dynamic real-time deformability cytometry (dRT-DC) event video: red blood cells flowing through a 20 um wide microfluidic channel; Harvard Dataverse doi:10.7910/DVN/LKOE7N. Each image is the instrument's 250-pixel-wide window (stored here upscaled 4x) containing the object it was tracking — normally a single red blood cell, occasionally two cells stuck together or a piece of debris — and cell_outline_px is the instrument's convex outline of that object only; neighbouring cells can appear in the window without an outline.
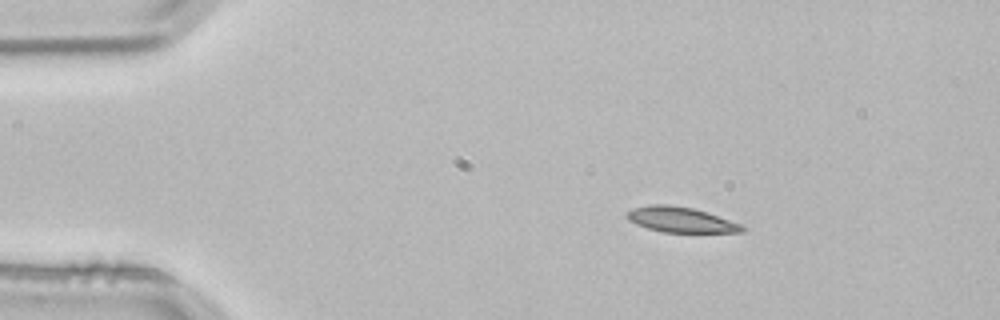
{"species": "common noctule bat (a hibernating species)", "species_latin": "Nyctalus noctula", "temperature_condition": "room temperature", "stored_images_in_passage": 2, "camera_frame_rate_fps": 3000, "um_per_image_px": 0.085, "animal": {"sex": "male", "body_mass_g": 21.5, "forearm_length_mm": 52.0}, "frame": {"image": 1, "passage_image": 1, "time_ms": 0.0, "image_size_px": [1000, 320], "cell_outline_px": [[748, 228], [744, 232], [664, 232], [648, 228], [636, 224], [628, 220], [624, 216], [624, 212], [632, 208], [648, 204], [668, 204], [692, 208], [708, 212], [744, 224]], "centroid_in_image_um": [57.88, 18.66], "position_along_channel_um": 27.1, "area_um2": 17.4}}